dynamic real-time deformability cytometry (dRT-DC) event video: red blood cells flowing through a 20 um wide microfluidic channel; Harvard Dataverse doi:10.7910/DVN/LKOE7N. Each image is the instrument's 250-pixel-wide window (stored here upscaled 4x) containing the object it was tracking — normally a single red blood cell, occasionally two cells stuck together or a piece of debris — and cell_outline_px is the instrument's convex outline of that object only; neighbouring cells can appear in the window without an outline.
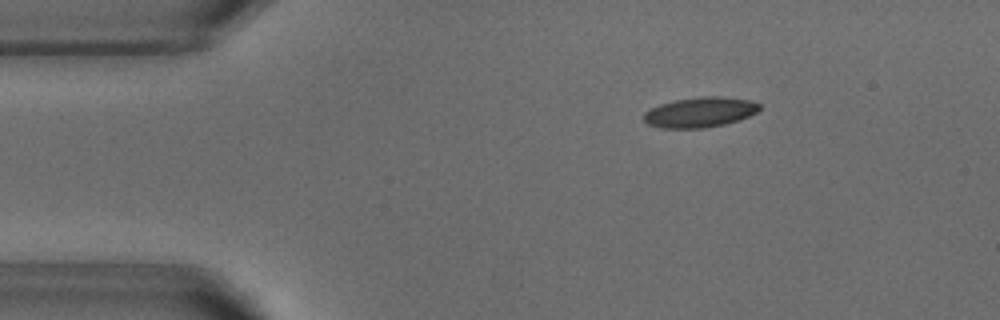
{"species": "common noctule bat (a hibernating species)", "species_latin": "Nyctalus noctula", "temperature_condition": "warm", "stored_images_in_passage": 17, "camera_frame_rate_fps": 3000, "um_per_image_px": 0.085, "animal": {"sex": "male", "body_mass_g": 18.8}, "frame": {"image": 1, "passage_image": 8, "time_ms": 2.333, "image_size_px": [1000, 320], "cell_outline_px": [[760, 108], [756, 112], [748, 116], [724, 124], [704, 128], [660, 128], [648, 124], [644, 120], [644, 112], [660, 104], [676, 100], [700, 96], [720, 96], [748, 100], [760, 104]], "centroid_in_image_um": [59.47, 9.54], "position_along_channel_um": 25.5, "area_um2": 20.11}}